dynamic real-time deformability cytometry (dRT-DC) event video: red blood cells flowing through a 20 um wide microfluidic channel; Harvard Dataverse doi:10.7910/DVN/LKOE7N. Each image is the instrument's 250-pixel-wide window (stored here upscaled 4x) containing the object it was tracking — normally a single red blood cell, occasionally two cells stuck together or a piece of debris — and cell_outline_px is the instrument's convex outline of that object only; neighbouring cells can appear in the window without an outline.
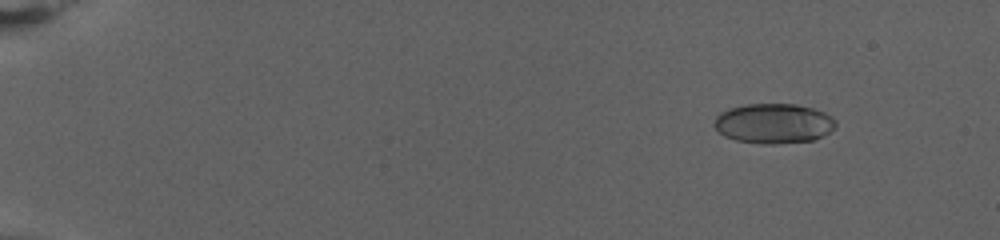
{"species": "human", "species_latin": "Homo sapiens", "temperature_condition": "warm", "stored_images_in_passage": 36, "camera_frame_rate_fps": 3000, "um_per_image_px": 0.085, "donor": {"sex": "female"}, "frame": {"image": 1, "passage_image": 4, "time_ms": 1.0, "image_size_px": [1000, 240], "cell_outline_px": [[836, 128], [812, 140], [772, 144], [764, 144], [736, 140], [724, 136], [712, 124], [716, 116], [720, 112], [728, 108], [748, 104], [796, 104], [812, 108], [824, 112], [832, 116], [836, 120]], "centroid_in_image_um": [65.75, 10.48], "position_along_channel_um": 19.3, "area_um2": 28.26}}
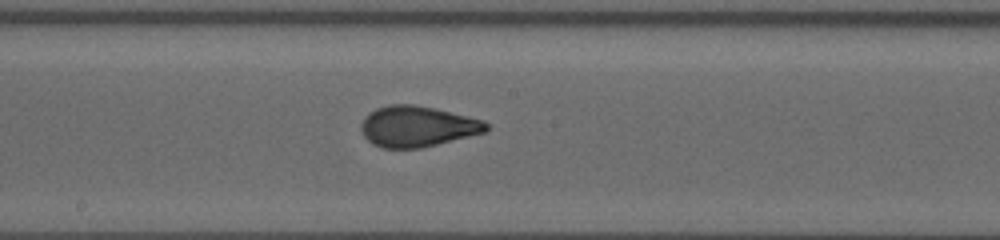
{"frame": {"image": 2, "passage_image": 23, "time_ms": 7.333, "image_size_px": [1000, 240], "cell_outline_px": [[488, 128], [484, 132], [420, 148], [380, 148], [372, 144], [364, 136], [360, 128], [360, 124], [364, 116], [376, 108], [388, 104], [412, 104], [432, 108], [484, 120], [488, 124]], "centroid_in_image_um": [35.41, 10.74], "position_along_channel_um": 212.8, "area_um2": 29.54}}
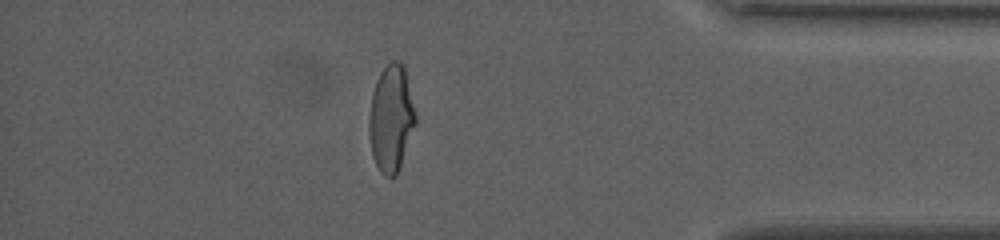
{"frame": {"image": 3, "passage_image": 32, "time_ms": 10.333, "image_size_px": [1000, 240], "cell_outline_px": [[416, 124], [400, 168], [396, 176], [384, 176], [380, 172], [372, 156], [368, 132], [368, 120], [372, 92], [376, 80], [380, 72], [392, 60], [400, 60], [404, 64], [416, 116]], "centroid_in_image_um": [33.24, 10.07], "position_along_channel_um": 402.0, "area_um2": 29.25}}